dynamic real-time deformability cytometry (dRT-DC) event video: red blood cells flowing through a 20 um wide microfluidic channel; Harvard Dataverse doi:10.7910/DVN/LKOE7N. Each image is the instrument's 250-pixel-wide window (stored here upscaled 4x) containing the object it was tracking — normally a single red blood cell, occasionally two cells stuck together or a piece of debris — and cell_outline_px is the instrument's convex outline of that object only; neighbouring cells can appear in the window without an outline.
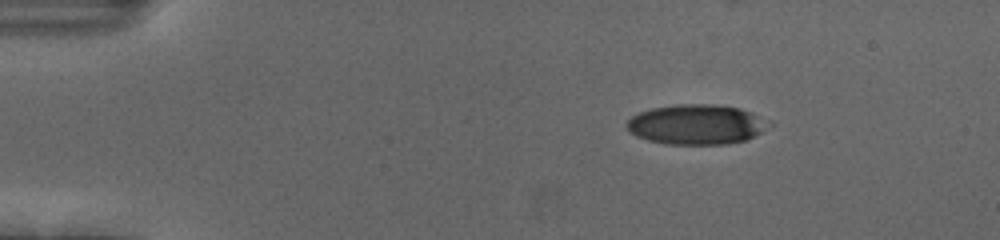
{"species": "human", "species_latin": "Homo sapiens", "temperature_condition": "cold", "stored_images_in_passage": 47, "camera_frame_rate_fps": 3000, "um_per_image_px": 0.085, "donor": {"sex": "female"}, "frame": {"image": 1, "passage_image": 1, "time_ms": 0.0, "image_size_px": [1000, 240], "cell_outline_px": [[772, 124], [760, 132], [744, 140], [728, 144], [664, 144], [648, 140], [636, 136], [628, 128], [628, 120], [632, 116], [640, 112], [652, 108], [676, 104], [712, 104], [740, 108], [752, 112], [772, 120]], "centroid_in_image_um": [59.24, 10.57], "position_along_channel_um": 25.8, "area_um2": 33.12}}
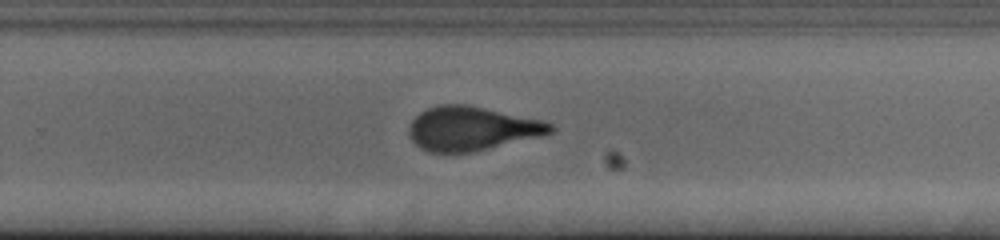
{"frame": {"image": 2, "passage_image": 29, "time_ms": 9.333, "image_size_px": [1000, 240], "cell_outline_px": [[556, 128], [552, 132], [540, 136], [472, 152], [428, 152], [420, 148], [412, 140], [408, 132], [408, 128], [412, 120], [420, 112], [428, 108], [440, 104], [468, 104], [544, 120], [552, 124]], "centroid_in_image_um": [40.1, 10.91], "position_along_channel_um": 289.7, "area_um2": 36.3}}
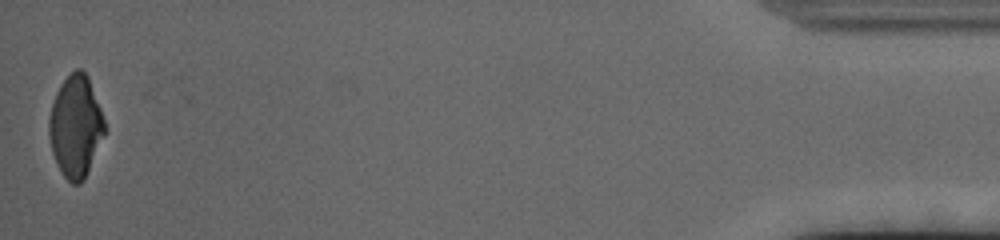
{"frame": {"image": 3, "passage_image": 47, "time_ms": 15.333, "image_size_px": [1000, 240], "cell_outline_px": [[104, 136], [84, 180], [80, 184], [72, 184], [64, 176], [52, 152], [48, 132], [48, 120], [52, 104], [56, 92], [60, 84], [76, 68], [80, 68], [88, 76], [100, 108], [104, 120]], "centroid_in_image_um": [6.42, 10.74], "position_along_channel_um": 428.8, "area_um2": 32.66}, "authors_computed_cell_mechanics": {"area_um2": 36.2984, "velocity_mm_per_s": 3.7152, "shape_relaxation_time_tau1_ms": 6.7668, "shape_relaxation_time_tau2_ms": 1.2306, "deformation_change_tau1": 0.2041, "deformation_change_tau2": 0.1032}}